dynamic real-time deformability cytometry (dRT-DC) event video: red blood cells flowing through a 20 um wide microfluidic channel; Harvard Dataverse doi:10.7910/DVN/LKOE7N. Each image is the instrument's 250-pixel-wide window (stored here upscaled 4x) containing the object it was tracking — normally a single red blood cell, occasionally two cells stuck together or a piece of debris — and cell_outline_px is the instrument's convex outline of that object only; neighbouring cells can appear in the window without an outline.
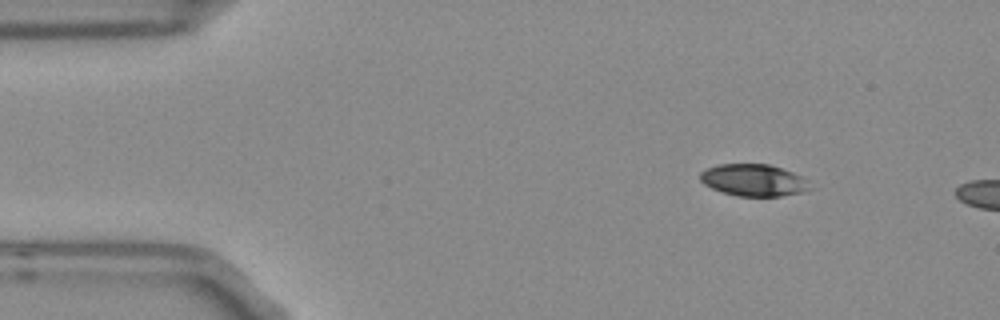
{"species": "Egyptian fruit bat (a non-hibernating species)", "species_latin": "Rousettus aegyptiacus", "temperature_condition": "room temperature", "stored_images_in_passage": 4, "camera_frame_rate_fps": 3000, "um_per_image_px": 0.085, "frame": {"image": 1, "passage_image": 1, "time_ms": 0.0, "image_size_px": [1000, 320], "cell_outline_px": [[812, 188], [800, 192], [780, 196], [736, 196], [712, 188], [704, 184], [700, 180], [700, 172], [708, 168], [720, 164], [768, 164], [792, 172], [800, 176]], "centroid_in_image_um": [64.01, 15.31], "position_along_channel_um": 21.0, "area_um2": 20.06}}